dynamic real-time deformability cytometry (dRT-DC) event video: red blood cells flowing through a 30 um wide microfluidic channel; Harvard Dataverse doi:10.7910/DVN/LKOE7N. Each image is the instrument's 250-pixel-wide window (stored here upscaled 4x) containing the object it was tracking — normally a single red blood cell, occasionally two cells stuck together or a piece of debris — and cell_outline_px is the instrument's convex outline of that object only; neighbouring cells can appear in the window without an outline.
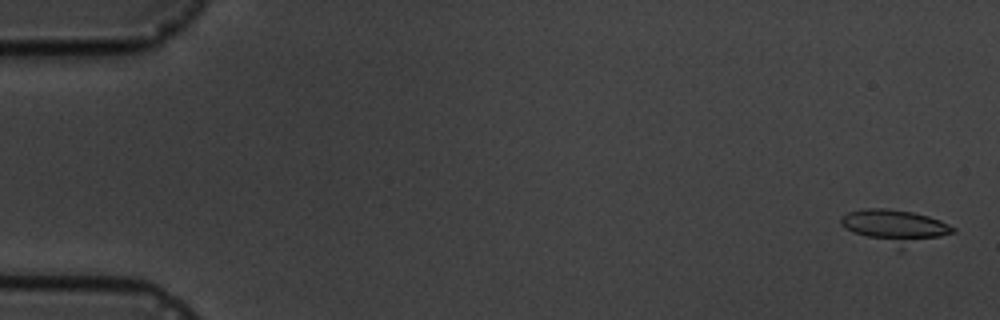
{"species": "common noctule bat (a hibernating species)", "species_latin": "Nyctalus noctula", "temperature_condition": "cold", "stored_images_in_passage": 5, "camera_frame_rate_fps": 3000, "um_per_image_px": 0.085, "animal": {"sex": "male", "body_mass_g": 19.5, "forearm_length_mm": 54.6}, "frame": {"image": 1, "passage_image": 1, "time_ms": 0.0, "image_size_px": [1000, 320], "cell_outline_px": [[956, 232], [900, 252], [852, 232], [840, 224], [840, 216], [848, 212], [864, 208], [888, 208], [912, 212], [928, 216], [940, 220], [956, 228]], "centroid_in_image_um": [76.11, 19.31], "position_along_channel_um": 8.9, "area_um2": 22.95}}
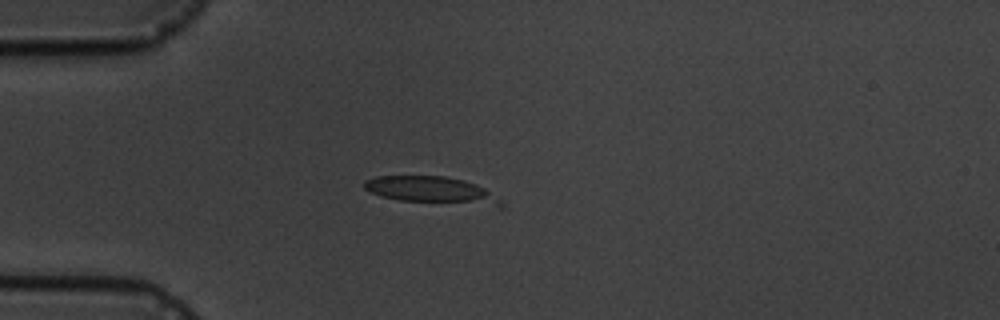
{"frame": {"image": 2, "passage_image": 4, "time_ms": 4.667, "image_size_px": [1000, 320], "cell_outline_px": [[504, 208], [496, 208], [400, 200], [384, 196], [372, 192], [364, 188], [364, 180], [376, 176], [444, 176], [464, 180], [476, 184], [484, 188], [500, 200], [504, 204]], "centroid_in_image_um": [36.8, 16.2], "position_along_channel_um": 48.2, "area_um2": 21.79}}